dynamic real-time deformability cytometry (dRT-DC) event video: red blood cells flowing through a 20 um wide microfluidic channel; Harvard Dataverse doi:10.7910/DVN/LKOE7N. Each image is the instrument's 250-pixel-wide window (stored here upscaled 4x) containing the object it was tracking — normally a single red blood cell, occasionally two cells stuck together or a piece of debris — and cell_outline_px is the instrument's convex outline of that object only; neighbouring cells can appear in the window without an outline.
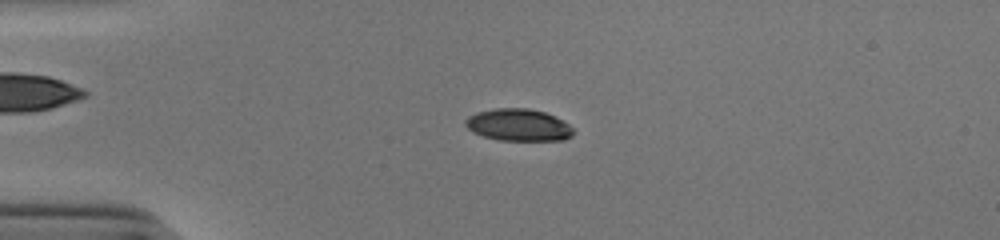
{"species": "human", "species_latin": "Homo sapiens", "temperature_condition": "cold", "stored_images_in_passage": 52, "camera_frame_rate_fps": 3000, "um_per_image_px": 0.085, "donor": {"sex": "male"}, "frame": {"image": 1, "passage_image": 13, "time_ms": 4.0, "image_size_px": [1000, 240], "cell_outline_px": [[572, 136], [564, 140], [500, 140], [484, 136], [472, 132], [464, 124], [464, 120], [468, 116], [476, 112], [496, 108], [528, 108], [544, 112], [568, 124], [572, 128]], "centroid_in_image_um": [44.01, 10.62], "position_along_channel_um": 41.0, "area_um2": 20.0}}
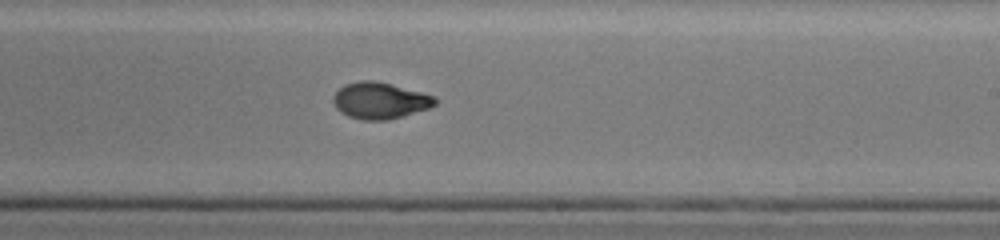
{"frame": {"image": 2, "passage_image": 32, "time_ms": 10.333, "image_size_px": [1000, 240], "cell_outline_px": [[436, 104], [428, 108], [388, 120], [360, 120], [348, 116], [340, 112], [336, 108], [332, 100], [332, 96], [344, 84], [360, 80], [376, 80], [436, 96]], "centroid_in_image_um": [32.26, 8.54], "position_along_channel_um": 256.7, "area_um2": 21.68}}
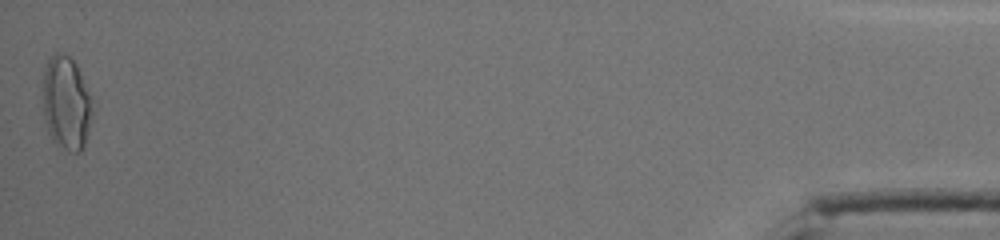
{"frame": {"image": 3, "passage_image": 52, "time_ms": 17.0, "image_size_px": [1000, 240], "cell_outline_px": [[92, 116], [88, 132], [84, 144], [80, 152], [68, 152], [52, 140], [48, 132], [44, 120], [44, 68], [48, 60], [56, 52], [60, 52], [68, 56], [76, 64], [92, 96]], "centroid_in_image_um": [5.65, 8.78], "position_along_channel_um": 429.6, "area_um2": 27.05}, "authors_computed_cell_mechanics": {"area_um2": 21.1837, "velocity_mm_per_s": 3.9411, "shape_relaxation_time_tau1_ms": 5.5502, "shape_relaxation_time_tau2_ms": 1.334, "deformation_change_tau1": 0.1998, "deformation_change_tau2": 0.0537}}